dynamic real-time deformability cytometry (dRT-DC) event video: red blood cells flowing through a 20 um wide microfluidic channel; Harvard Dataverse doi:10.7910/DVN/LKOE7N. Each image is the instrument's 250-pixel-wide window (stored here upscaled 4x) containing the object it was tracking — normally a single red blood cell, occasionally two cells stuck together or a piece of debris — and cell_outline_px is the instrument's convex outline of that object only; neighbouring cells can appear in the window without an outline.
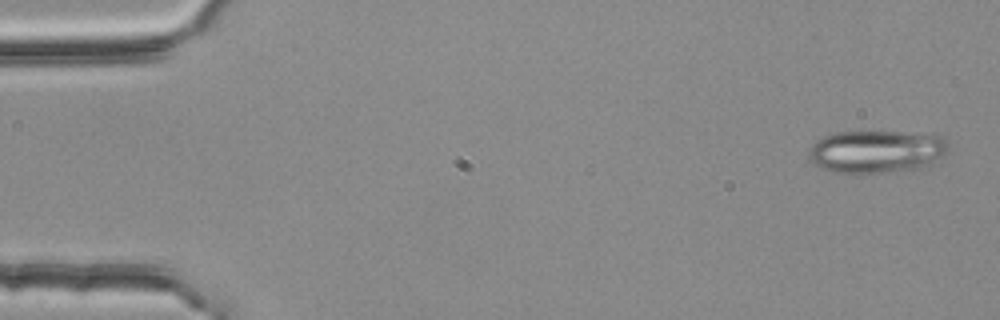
{"species": "common noctule bat (a hibernating species)", "species_latin": "Nyctalus noctula", "temperature_condition": "room temperature", "stored_images_in_passage": 53, "segment_of_instrument_passage": [1, 2], "camera_frame_rate_fps": 3000, "um_per_image_px": 0.085, "animal": {"sex": "female", "body_mass_g": 25.1}, "frame": {"image": 1, "passage_image": 1, "time_ms": 0.0, "image_size_px": [1000, 320], "cell_outline_px": [[948, 152], [944, 156], [924, 168], [856, 176], [832, 172], [816, 164], [808, 156], [808, 148], [816, 140], [824, 136], [836, 132], [860, 128], [944, 136], [948, 144]], "centroid_in_image_um": [74.48, 12.87], "position_along_channel_um": 10.5, "area_um2": 36.59}}